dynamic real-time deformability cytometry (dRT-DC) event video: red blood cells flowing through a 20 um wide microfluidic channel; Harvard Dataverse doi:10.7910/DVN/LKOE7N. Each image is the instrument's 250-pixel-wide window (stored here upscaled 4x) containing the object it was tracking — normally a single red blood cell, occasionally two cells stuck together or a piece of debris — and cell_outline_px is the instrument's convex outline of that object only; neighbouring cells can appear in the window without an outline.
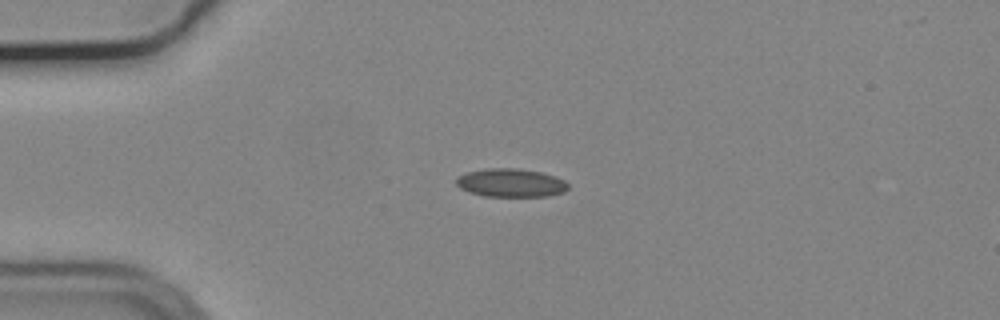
{"species": "common noctule bat (a hibernating species)", "species_latin": "Nyctalus noctula", "temperature_condition": "cold", "stored_images_in_passage": 36, "camera_frame_rate_fps": 3000, "um_per_image_px": 0.085, "animal": {"sex": "male", "body_mass_g": 19.2, "forearm_length_mm": 51.8}, "frame": {"image": 1, "passage_image": 1, "time_ms": 0.0, "image_size_px": [1000, 320], "cell_outline_px": [[568, 188], [564, 192], [548, 196], [484, 196], [468, 192], [460, 188], [456, 184], [456, 180], [460, 176], [468, 172], [488, 168], [520, 168], [544, 172], [556, 176], [564, 180], [568, 184]], "centroid_in_image_um": [43.46, 15.53], "position_along_channel_um": 41.5, "area_um2": 18.61}}
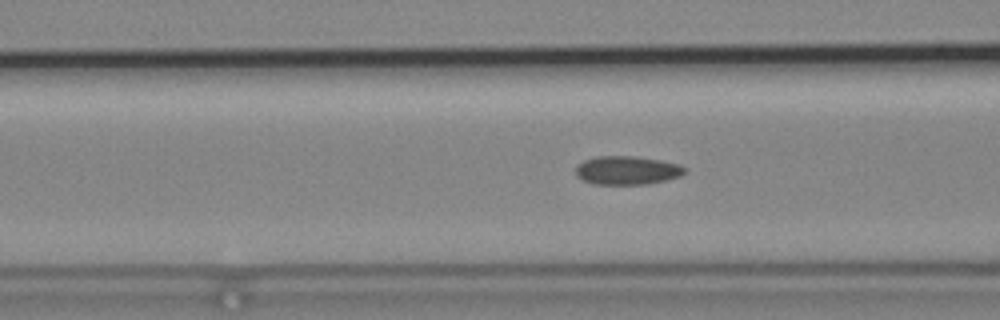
{"frame": {"image": 2, "passage_image": 9, "time_ms": 2.667, "image_size_px": [1000, 320], "cell_outline_px": [[684, 172], [680, 176], [648, 184], [592, 184], [576, 176], [576, 164], [584, 160], [596, 156], [636, 156], [660, 160], [680, 164], [684, 168]], "centroid_in_image_um": [53.26, 14.47], "position_along_channel_um": 113.3, "area_um2": 18.15}}
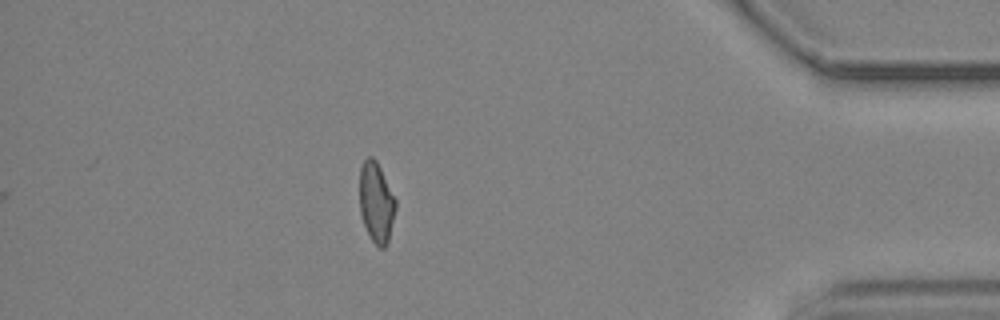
{"frame": {"image": 3, "passage_image": 36, "time_ms": 11.667, "image_size_px": [1000, 320], "cell_outline_px": [[396, 208], [388, 240], [384, 248], [380, 248], [372, 240], [364, 224], [360, 212], [360, 168], [364, 160], [368, 156], [372, 156], [376, 160], [396, 200]], "centroid_in_image_um": [31.98, 17.18], "position_along_channel_um": 403.2, "area_um2": 16.59}, "authors_computed_cell_mechanics": {"area_um2": 17.7735, "velocity_mm_per_s": 3.7041, "shape_relaxation_time_tau1_ms": null, "shape_relaxation_time_tau2_ms": 2.603, "deformation_change_tau1": null, "deformation_change_tau2": 0.0953}}